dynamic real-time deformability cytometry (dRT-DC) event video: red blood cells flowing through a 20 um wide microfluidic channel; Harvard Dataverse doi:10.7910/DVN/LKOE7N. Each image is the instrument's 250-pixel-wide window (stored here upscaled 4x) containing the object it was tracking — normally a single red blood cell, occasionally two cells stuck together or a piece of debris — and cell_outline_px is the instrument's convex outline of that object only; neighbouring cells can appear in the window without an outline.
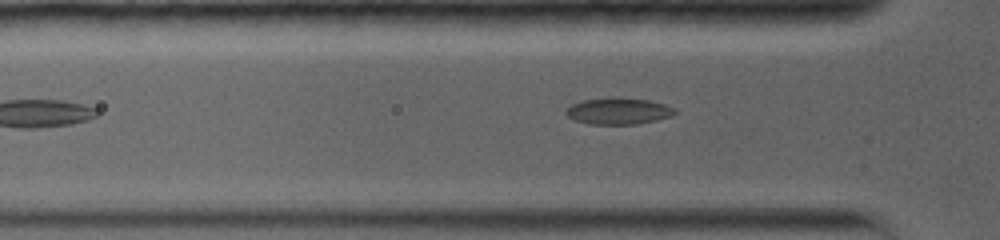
{"species": "common noctule bat (a hibernating species)", "species_latin": "Nyctalus noctula", "temperature_condition": "warm", "stored_images_in_passage": 3, "camera_frame_rate_fps": 5000, "um_per_image_px": 0.085, "animal": {"sex": "female", "body_mass_g": 19.0, "forearm_length_mm": 56.7}, "frame": {"image": 1, "passage_image": 3, "time_ms": 1.6, "image_size_px": [1000, 240], "cell_outline_px": [[676, 112], [672, 116], [640, 124], [588, 124], [576, 120], [568, 116], [564, 112], [572, 104], [584, 100], [648, 100], [664, 104], [676, 108]], "centroid_in_image_um": [52.61, 9.49], "position_along_channel_um": 73.2, "area_um2": 16.01}}